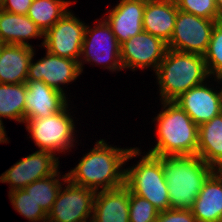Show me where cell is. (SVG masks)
<instances>
[{"mask_svg": "<svg viewBox=\"0 0 222 222\" xmlns=\"http://www.w3.org/2000/svg\"><path fill=\"white\" fill-rule=\"evenodd\" d=\"M138 148L120 149L108 146L103 139L83 156L78 165L67 173L71 183L87 187L95 192L114 189L125 184V169L120 170L124 162L140 155Z\"/></svg>", "mask_w": 222, "mask_h": 222, "instance_id": "obj_1", "label": "cell"}, {"mask_svg": "<svg viewBox=\"0 0 222 222\" xmlns=\"http://www.w3.org/2000/svg\"><path fill=\"white\" fill-rule=\"evenodd\" d=\"M162 162L170 208L191 210L207 178L215 171L200 156H157Z\"/></svg>", "mask_w": 222, "mask_h": 222, "instance_id": "obj_2", "label": "cell"}, {"mask_svg": "<svg viewBox=\"0 0 222 222\" xmlns=\"http://www.w3.org/2000/svg\"><path fill=\"white\" fill-rule=\"evenodd\" d=\"M162 104L165 110L155 118L158 141L148 153L153 156L196 155L198 126L175 101H162Z\"/></svg>", "mask_w": 222, "mask_h": 222, "instance_id": "obj_3", "label": "cell"}, {"mask_svg": "<svg viewBox=\"0 0 222 222\" xmlns=\"http://www.w3.org/2000/svg\"><path fill=\"white\" fill-rule=\"evenodd\" d=\"M155 73L162 101H175L209 77L204 56L170 49Z\"/></svg>", "mask_w": 222, "mask_h": 222, "instance_id": "obj_4", "label": "cell"}, {"mask_svg": "<svg viewBox=\"0 0 222 222\" xmlns=\"http://www.w3.org/2000/svg\"><path fill=\"white\" fill-rule=\"evenodd\" d=\"M125 185L131 193L150 201L159 212L170 209L162 162L157 156L147 153L135 167L125 169Z\"/></svg>", "mask_w": 222, "mask_h": 222, "instance_id": "obj_5", "label": "cell"}, {"mask_svg": "<svg viewBox=\"0 0 222 222\" xmlns=\"http://www.w3.org/2000/svg\"><path fill=\"white\" fill-rule=\"evenodd\" d=\"M68 104L58 113L46 118L27 119V131L31 134L35 145L41 151L50 152L53 155L56 151L64 152L73 147L74 122L67 112ZM55 153V154H54Z\"/></svg>", "mask_w": 222, "mask_h": 222, "instance_id": "obj_6", "label": "cell"}, {"mask_svg": "<svg viewBox=\"0 0 222 222\" xmlns=\"http://www.w3.org/2000/svg\"><path fill=\"white\" fill-rule=\"evenodd\" d=\"M218 21L178 10L168 49L204 56L212 29Z\"/></svg>", "mask_w": 222, "mask_h": 222, "instance_id": "obj_7", "label": "cell"}, {"mask_svg": "<svg viewBox=\"0 0 222 222\" xmlns=\"http://www.w3.org/2000/svg\"><path fill=\"white\" fill-rule=\"evenodd\" d=\"M86 27L82 21L67 11L44 33L42 46L50 54L78 61L82 72V61L79 57Z\"/></svg>", "mask_w": 222, "mask_h": 222, "instance_id": "obj_8", "label": "cell"}, {"mask_svg": "<svg viewBox=\"0 0 222 222\" xmlns=\"http://www.w3.org/2000/svg\"><path fill=\"white\" fill-rule=\"evenodd\" d=\"M62 179L68 185L64 190L60 188L47 214V222H86L89 217L92 219L96 192L71 183L67 180V174Z\"/></svg>", "mask_w": 222, "mask_h": 222, "instance_id": "obj_9", "label": "cell"}, {"mask_svg": "<svg viewBox=\"0 0 222 222\" xmlns=\"http://www.w3.org/2000/svg\"><path fill=\"white\" fill-rule=\"evenodd\" d=\"M168 50L167 43L159 37L142 31L120 44L123 68H146L152 65L156 71Z\"/></svg>", "mask_w": 222, "mask_h": 222, "instance_id": "obj_10", "label": "cell"}, {"mask_svg": "<svg viewBox=\"0 0 222 222\" xmlns=\"http://www.w3.org/2000/svg\"><path fill=\"white\" fill-rule=\"evenodd\" d=\"M89 28L88 26L86 27L81 48V56L84 55L83 59L87 62H96L97 64H107L110 62L105 68L112 71L122 70L120 44L109 24L104 19L93 29Z\"/></svg>", "mask_w": 222, "mask_h": 222, "instance_id": "obj_11", "label": "cell"}, {"mask_svg": "<svg viewBox=\"0 0 222 222\" xmlns=\"http://www.w3.org/2000/svg\"><path fill=\"white\" fill-rule=\"evenodd\" d=\"M50 152L38 150L19 160L1 174V183H10V191L24 189L30 183L51 176L58 170L59 161Z\"/></svg>", "mask_w": 222, "mask_h": 222, "instance_id": "obj_12", "label": "cell"}, {"mask_svg": "<svg viewBox=\"0 0 222 222\" xmlns=\"http://www.w3.org/2000/svg\"><path fill=\"white\" fill-rule=\"evenodd\" d=\"M31 58L27 81H43L46 85L63 92L61 84L74 81L81 74L79 62L70 58L46 52V56L36 63Z\"/></svg>", "mask_w": 222, "mask_h": 222, "instance_id": "obj_13", "label": "cell"}, {"mask_svg": "<svg viewBox=\"0 0 222 222\" xmlns=\"http://www.w3.org/2000/svg\"><path fill=\"white\" fill-rule=\"evenodd\" d=\"M206 85L192 87L175 100L198 127L222 113V90Z\"/></svg>", "mask_w": 222, "mask_h": 222, "instance_id": "obj_14", "label": "cell"}, {"mask_svg": "<svg viewBox=\"0 0 222 222\" xmlns=\"http://www.w3.org/2000/svg\"><path fill=\"white\" fill-rule=\"evenodd\" d=\"M25 120L46 118L61 111L68 103L65 93L43 81H26Z\"/></svg>", "mask_w": 222, "mask_h": 222, "instance_id": "obj_15", "label": "cell"}, {"mask_svg": "<svg viewBox=\"0 0 222 222\" xmlns=\"http://www.w3.org/2000/svg\"><path fill=\"white\" fill-rule=\"evenodd\" d=\"M146 0H121L110 11L106 22L119 44L143 31V14Z\"/></svg>", "mask_w": 222, "mask_h": 222, "instance_id": "obj_16", "label": "cell"}, {"mask_svg": "<svg viewBox=\"0 0 222 222\" xmlns=\"http://www.w3.org/2000/svg\"><path fill=\"white\" fill-rule=\"evenodd\" d=\"M130 190L121 187L96 192L90 222H129Z\"/></svg>", "mask_w": 222, "mask_h": 222, "instance_id": "obj_17", "label": "cell"}, {"mask_svg": "<svg viewBox=\"0 0 222 222\" xmlns=\"http://www.w3.org/2000/svg\"><path fill=\"white\" fill-rule=\"evenodd\" d=\"M177 12L175 0H146L143 30L168 43L174 31Z\"/></svg>", "mask_w": 222, "mask_h": 222, "instance_id": "obj_18", "label": "cell"}, {"mask_svg": "<svg viewBox=\"0 0 222 222\" xmlns=\"http://www.w3.org/2000/svg\"><path fill=\"white\" fill-rule=\"evenodd\" d=\"M197 222H222V170L204 182L191 209Z\"/></svg>", "mask_w": 222, "mask_h": 222, "instance_id": "obj_19", "label": "cell"}, {"mask_svg": "<svg viewBox=\"0 0 222 222\" xmlns=\"http://www.w3.org/2000/svg\"><path fill=\"white\" fill-rule=\"evenodd\" d=\"M32 46L6 44L0 57V84L27 81L29 64L34 56Z\"/></svg>", "mask_w": 222, "mask_h": 222, "instance_id": "obj_20", "label": "cell"}, {"mask_svg": "<svg viewBox=\"0 0 222 222\" xmlns=\"http://www.w3.org/2000/svg\"><path fill=\"white\" fill-rule=\"evenodd\" d=\"M197 155L215 170H222V113L198 127Z\"/></svg>", "mask_w": 222, "mask_h": 222, "instance_id": "obj_21", "label": "cell"}, {"mask_svg": "<svg viewBox=\"0 0 222 222\" xmlns=\"http://www.w3.org/2000/svg\"><path fill=\"white\" fill-rule=\"evenodd\" d=\"M42 36V30L27 15L14 14L0 8L1 42L31 46L25 39Z\"/></svg>", "mask_w": 222, "mask_h": 222, "instance_id": "obj_22", "label": "cell"}, {"mask_svg": "<svg viewBox=\"0 0 222 222\" xmlns=\"http://www.w3.org/2000/svg\"><path fill=\"white\" fill-rule=\"evenodd\" d=\"M26 91L25 83L0 84V119L4 117L24 123Z\"/></svg>", "mask_w": 222, "mask_h": 222, "instance_id": "obj_23", "label": "cell"}, {"mask_svg": "<svg viewBox=\"0 0 222 222\" xmlns=\"http://www.w3.org/2000/svg\"><path fill=\"white\" fill-rule=\"evenodd\" d=\"M70 4L67 0H33L26 15L45 33L68 11Z\"/></svg>", "mask_w": 222, "mask_h": 222, "instance_id": "obj_24", "label": "cell"}, {"mask_svg": "<svg viewBox=\"0 0 222 222\" xmlns=\"http://www.w3.org/2000/svg\"><path fill=\"white\" fill-rule=\"evenodd\" d=\"M58 170L49 177L36 180L27 185L24 190L31 196V198L48 214L51 210L57 194L60 190L61 182H59ZM57 177L58 179H56Z\"/></svg>", "mask_w": 222, "mask_h": 222, "instance_id": "obj_25", "label": "cell"}, {"mask_svg": "<svg viewBox=\"0 0 222 222\" xmlns=\"http://www.w3.org/2000/svg\"><path fill=\"white\" fill-rule=\"evenodd\" d=\"M9 198L14 209L26 219H29V221L47 222V213L24 189L9 192Z\"/></svg>", "mask_w": 222, "mask_h": 222, "instance_id": "obj_26", "label": "cell"}, {"mask_svg": "<svg viewBox=\"0 0 222 222\" xmlns=\"http://www.w3.org/2000/svg\"><path fill=\"white\" fill-rule=\"evenodd\" d=\"M204 60L209 75L222 73V20L214 25L207 52L204 54Z\"/></svg>", "mask_w": 222, "mask_h": 222, "instance_id": "obj_27", "label": "cell"}, {"mask_svg": "<svg viewBox=\"0 0 222 222\" xmlns=\"http://www.w3.org/2000/svg\"><path fill=\"white\" fill-rule=\"evenodd\" d=\"M158 214L150 201L130 192L129 222H155Z\"/></svg>", "mask_w": 222, "mask_h": 222, "instance_id": "obj_28", "label": "cell"}, {"mask_svg": "<svg viewBox=\"0 0 222 222\" xmlns=\"http://www.w3.org/2000/svg\"><path fill=\"white\" fill-rule=\"evenodd\" d=\"M178 10L210 20H218L215 0H175Z\"/></svg>", "mask_w": 222, "mask_h": 222, "instance_id": "obj_29", "label": "cell"}, {"mask_svg": "<svg viewBox=\"0 0 222 222\" xmlns=\"http://www.w3.org/2000/svg\"><path fill=\"white\" fill-rule=\"evenodd\" d=\"M155 222H197L191 210L168 209L159 212Z\"/></svg>", "mask_w": 222, "mask_h": 222, "instance_id": "obj_30", "label": "cell"}, {"mask_svg": "<svg viewBox=\"0 0 222 222\" xmlns=\"http://www.w3.org/2000/svg\"><path fill=\"white\" fill-rule=\"evenodd\" d=\"M33 0H2L0 8L14 14L26 15Z\"/></svg>", "mask_w": 222, "mask_h": 222, "instance_id": "obj_31", "label": "cell"}, {"mask_svg": "<svg viewBox=\"0 0 222 222\" xmlns=\"http://www.w3.org/2000/svg\"><path fill=\"white\" fill-rule=\"evenodd\" d=\"M3 121L0 119V143H6L7 142V140H8V138H6L5 136H7L6 134H5V132L6 131H4L5 129H4V125H3V123H2Z\"/></svg>", "mask_w": 222, "mask_h": 222, "instance_id": "obj_32", "label": "cell"}, {"mask_svg": "<svg viewBox=\"0 0 222 222\" xmlns=\"http://www.w3.org/2000/svg\"><path fill=\"white\" fill-rule=\"evenodd\" d=\"M216 8L218 11V20H222V0H215Z\"/></svg>", "mask_w": 222, "mask_h": 222, "instance_id": "obj_33", "label": "cell"}, {"mask_svg": "<svg viewBox=\"0 0 222 222\" xmlns=\"http://www.w3.org/2000/svg\"><path fill=\"white\" fill-rule=\"evenodd\" d=\"M6 45V43H3L0 41V57L2 55V52H3V47Z\"/></svg>", "mask_w": 222, "mask_h": 222, "instance_id": "obj_34", "label": "cell"}, {"mask_svg": "<svg viewBox=\"0 0 222 222\" xmlns=\"http://www.w3.org/2000/svg\"><path fill=\"white\" fill-rule=\"evenodd\" d=\"M216 78H217V80L222 81V73H220Z\"/></svg>", "mask_w": 222, "mask_h": 222, "instance_id": "obj_35", "label": "cell"}]
</instances>
